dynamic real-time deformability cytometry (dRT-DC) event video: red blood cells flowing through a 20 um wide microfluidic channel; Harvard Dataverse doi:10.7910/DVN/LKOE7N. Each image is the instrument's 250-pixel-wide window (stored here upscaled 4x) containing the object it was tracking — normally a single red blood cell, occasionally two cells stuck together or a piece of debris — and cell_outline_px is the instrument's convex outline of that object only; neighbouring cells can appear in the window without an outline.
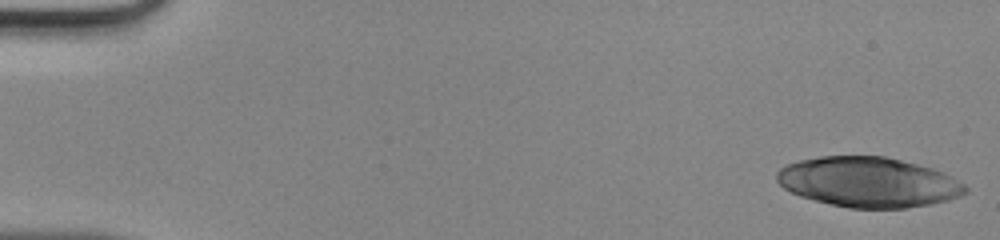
{"species": "human", "species_latin": "Homo sapiens", "temperature_condition": "room temperature", "stored_images_in_passage": 47, "camera_frame_rate_fps": 3000, "um_per_image_px": 0.085, "donor": {"sex": "male"}, "frame": {"image": 1, "passage_image": 1, "time_ms": 0.0, "image_size_px": [1000, 240], "cell_outline_px": [[968, 192], [960, 196], [948, 200], [928, 204], [904, 208], [848, 208], [800, 196], [784, 188], [776, 180], [776, 172], [780, 168], [788, 164], [800, 160], [820, 156], [884, 156], [932, 168], [964, 184], [968, 188]], "centroid_in_image_um": [73.79, 15.48], "position_along_channel_um": 11.2, "area_um2": 54.56}}
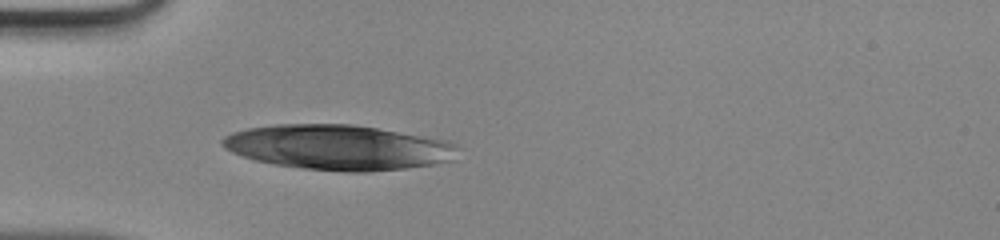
{"frame": {"image": 2, "passage_image": 14, "time_ms": 4.333, "image_size_px": [1000, 240], "cell_outline_px": [[456, 148], [452, 160], [432, 164], [404, 168], [368, 172], [348, 172], [304, 168], [276, 164], [256, 160], [232, 152], [224, 148], [220, 144], [220, 140], [224, 136], [232, 132], [248, 128], [276, 124], [352, 124], [376, 128], [444, 140], [456, 144]], "centroid_in_image_um": [28.69, 12.52], "position_along_channel_um": 56.3, "area_um2": 61.15}}
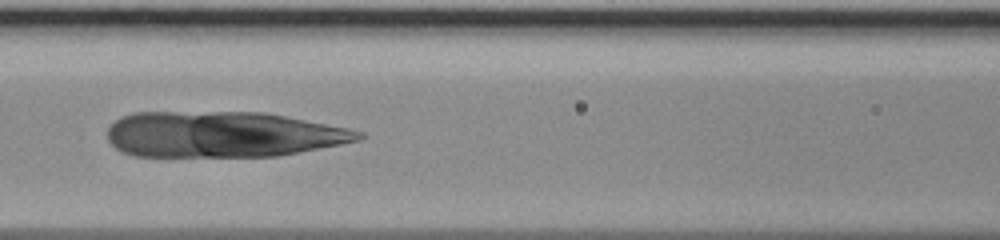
{"frame": {"image": 3, "passage_image": 21, "time_ms": 6.667, "image_size_px": [1000, 240], "cell_outline_px": [[364, 136], [360, 140], [280, 156], [132, 156], [116, 148], [108, 140], [108, 128], [120, 116], [132, 112], [264, 112], [348, 128], [364, 132]], "centroid_in_image_um": [18.91, 11.42], "position_along_channel_um": 147.7, "area_um2": 67.11}}